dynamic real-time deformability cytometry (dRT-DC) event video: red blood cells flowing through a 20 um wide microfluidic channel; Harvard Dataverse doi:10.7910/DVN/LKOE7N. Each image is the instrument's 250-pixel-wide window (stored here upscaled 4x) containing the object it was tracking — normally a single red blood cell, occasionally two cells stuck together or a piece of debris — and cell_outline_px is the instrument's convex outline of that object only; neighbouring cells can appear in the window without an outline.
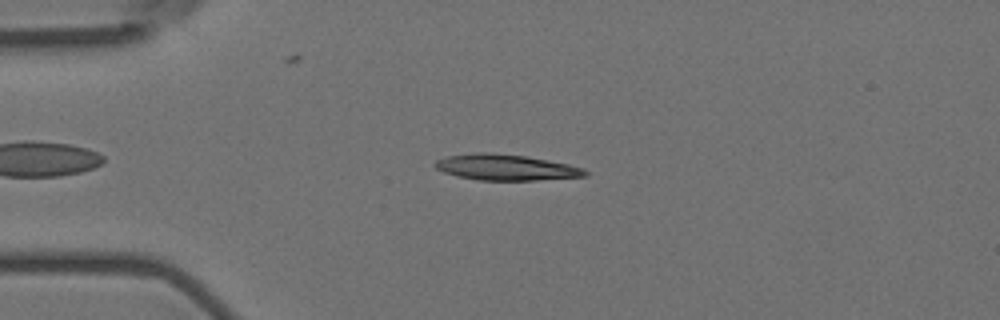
{"species": "Egyptian fruit bat (a non-hibernating species)", "species_latin": "Rousettus aegyptiacus", "temperature_condition": "room temperature", "stored_images_in_passage": 37, "camera_frame_rate_fps": 3000, "um_per_image_px": 0.085, "animal": {"sex": "female"}, "frame": {"image": 1, "passage_image": 11, "time_ms": 3.333, "image_size_px": [1000, 320], "cell_outline_px": [[588, 176], [536, 180], [476, 180], [456, 176], [444, 172], [436, 168], [432, 164], [436, 160], [448, 156], [476, 152], [488, 152], [524, 156], [568, 164], [584, 168], [588, 172]], "centroid_in_image_um": [42.98, 14.23], "position_along_channel_um": 42.0, "area_um2": 22.6}}
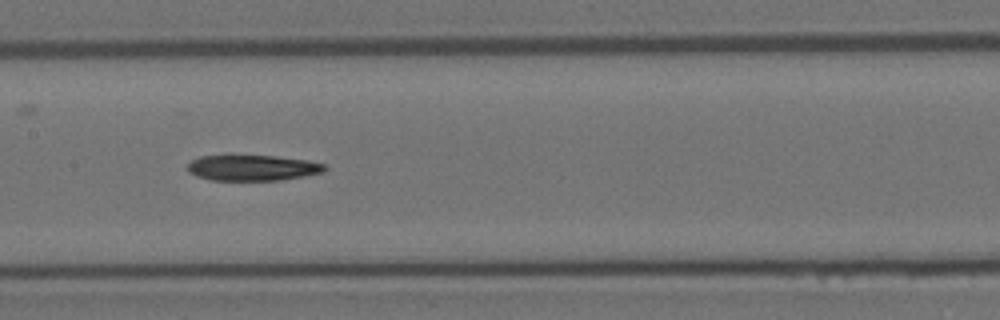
{"frame": {"image": 2, "passage_image": 25, "time_ms": 8.0, "image_size_px": [1000, 320], "cell_outline_px": [[328, 168], [324, 172], [304, 176], [280, 180], [212, 180], [196, 176], [188, 172], [188, 164], [192, 160], [200, 156], [232, 152], [272, 156], [308, 160], [324, 164]], "centroid_in_image_um": [21.41, 14.22], "position_along_channel_um": 186.0, "area_um2": 21.44}}
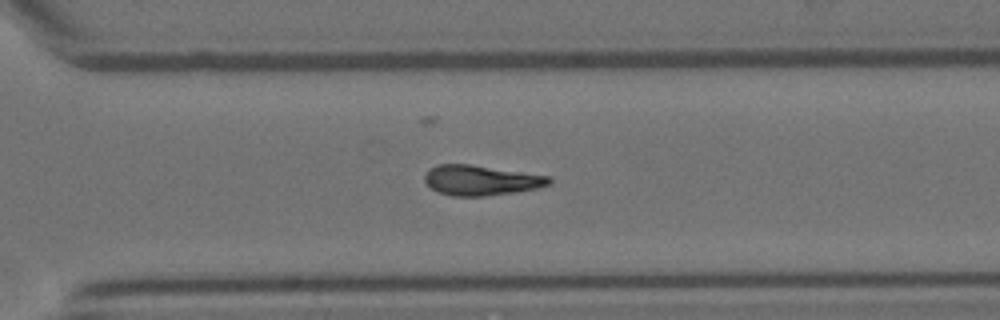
{"frame": {"image": 3, "passage_image": 37, "time_ms": 12.0, "image_size_px": [1000, 320], "cell_outline_px": [[552, 184], [536, 188], [516, 192], [484, 196], [452, 196], [436, 192], [424, 180], [424, 172], [428, 168], [436, 164], [468, 164], [552, 176]], "centroid_in_image_um": [40.87, 15.32], "position_along_channel_um": 329.7, "area_um2": 22.08}}